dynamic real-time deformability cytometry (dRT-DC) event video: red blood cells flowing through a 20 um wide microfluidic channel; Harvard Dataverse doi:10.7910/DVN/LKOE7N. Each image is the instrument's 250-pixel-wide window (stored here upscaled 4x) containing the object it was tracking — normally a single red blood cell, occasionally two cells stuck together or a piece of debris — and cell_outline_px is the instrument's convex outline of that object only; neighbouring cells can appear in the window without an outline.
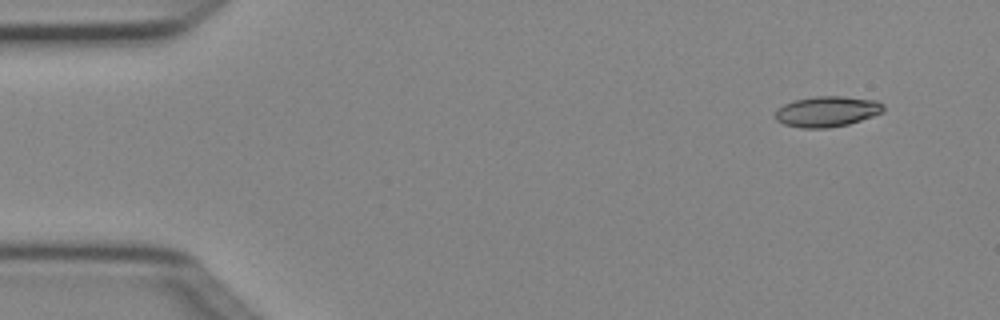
{"species": "Egyptian fruit bat (a non-hibernating species)", "species_latin": "Rousettus aegyptiacus", "temperature_condition": "cold", "stored_images_in_passage": 2, "camera_frame_rate_fps": 3000, "um_per_image_px": 0.085, "animal": {"sex": "female"}, "frame": {"image": 1, "passage_image": 1, "time_ms": 0.0, "image_size_px": [1000, 320], "cell_outline_px": [[884, 112], [848, 124], [828, 128], [804, 128], [784, 124], [776, 120], [776, 108], [792, 100], [816, 96], [844, 96], [876, 100], [884, 104]], "centroid_in_image_um": [70.3, 9.46], "position_along_channel_um": 14.7, "area_um2": 19.36}}